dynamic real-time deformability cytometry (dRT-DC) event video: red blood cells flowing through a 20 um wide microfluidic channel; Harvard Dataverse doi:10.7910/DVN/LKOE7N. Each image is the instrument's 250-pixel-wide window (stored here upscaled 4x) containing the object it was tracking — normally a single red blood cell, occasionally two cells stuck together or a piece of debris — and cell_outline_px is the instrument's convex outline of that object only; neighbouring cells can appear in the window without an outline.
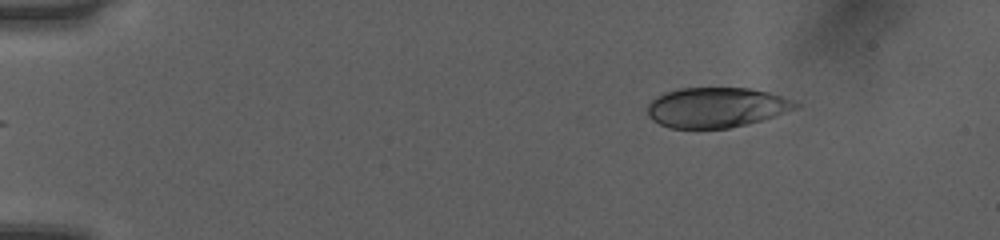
{"species": "human", "species_latin": "Homo sapiens", "temperature_condition": "room temperature", "stored_images_in_passage": 46, "camera_frame_rate_fps": 3000, "um_per_image_px": 0.085, "donor": {"sex": "female"}, "frame": {"image": 1, "passage_image": 3, "time_ms": 0.667, "image_size_px": [1000, 240], "cell_outline_px": [[788, 104], [780, 112], [772, 116], [760, 120], [728, 128], [672, 128], [660, 124], [648, 116], [648, 104], [652, 100], [664, 92], [680, 88], [748, 88], [768, 92], [780, 96], [788, 100]], "centroid_in_image_um": [60.67, 9.12], "position_along_channel_um": 24.3, "area_um2": 33.12}}
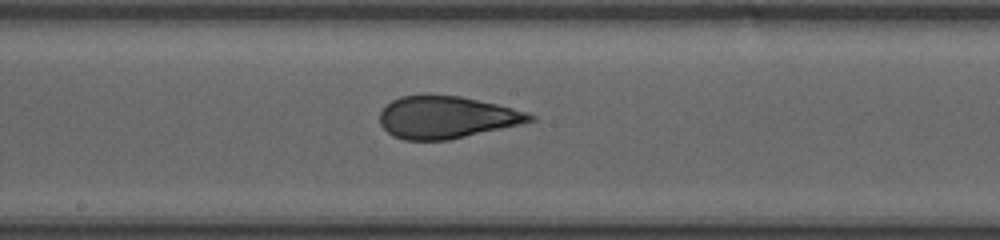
{"frame": {"image": 2, "passage_image": 24, "time_ms": 7.667, "image_size_px": [1000, 240], "cell_outline_px": [[536, 120], [448, 140], [404, 140], [392, 136], [380, 124], [380, 112], [392, 100], [400, 96], [424, 92], [428, 92], [460, 96], [496, 104], [528, 112], [536, 116]], "centroid_in_image_um": [37.9, 9.93], "position_along_channel_um": 210.3, "area_um2": 37.28}}
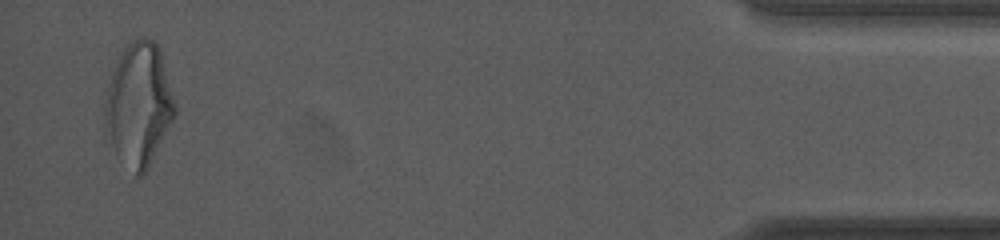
{"frame": {"image": 3, "passage_image": 45, "time_ms": 14.667, "image_size_px": [1000, 240], "cell_outline_px": [[176, 116], [144, 176], [136, 176], [116, 152], [112, 144], [104, 120], [104, 104], [108, 84], [112, 72], [124, 48], [136, 36], [144, 36], [152, 40], [160, 48], [176, 108]], "centroid_in_image_um": [11.82, 8.87], "position_along_channel_um": 423.4, "area_um2": 49.88}, "authors_computed_cell_mechanics": {"area_um2": 37.0209, "velocity_mm_per_s": 4.0765, "shape_relaxation_time_tau1_ms": 7.9121, "shape_relaxation_time_tau2_ms": 0.947, "deformation_change_tau1": 0.2213, "deformation_change_tau2": 0.0815}}